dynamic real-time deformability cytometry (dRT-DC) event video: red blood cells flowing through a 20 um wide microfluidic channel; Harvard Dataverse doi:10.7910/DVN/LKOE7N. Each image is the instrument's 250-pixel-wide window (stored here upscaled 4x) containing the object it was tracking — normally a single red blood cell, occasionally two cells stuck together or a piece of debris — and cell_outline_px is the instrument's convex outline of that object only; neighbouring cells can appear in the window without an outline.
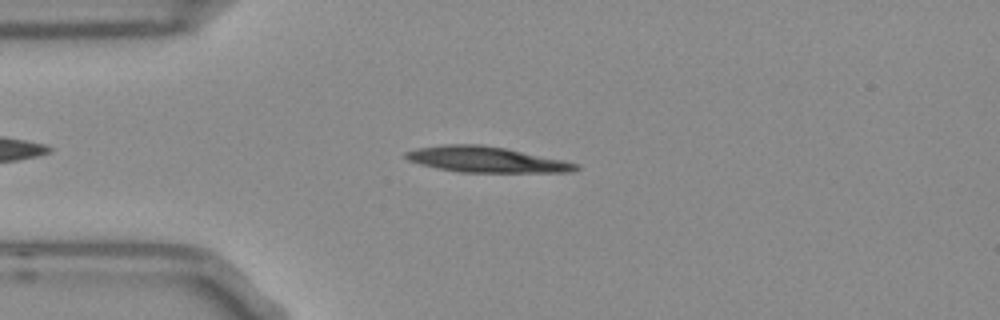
{"species": "Egyptian fruit bat (a non-hibernating species)", "species_latin": "Rousettus aegyptiacus", "temperature_condition": "room temperature", "stored_images_in_passage": 38, "camera_frame_rate_fps": 3000, "um_per_image_px": 0.085, "frame": {"image": 1, "passage_image": 8, "time_ms": 2.333, "image_size_px": [1000, 320], "cell_outline_px": [[580, 168], [572, 172], [460, 172], [436, 168], [420, 164], [408, 160], [404, 156], [404, 152], [416, 148], [444, 144], [480, 144], [508, 148], [564, 160], [580, 164]], "centroid_in_image_um": [41.34, 13.55], "position_along_channel_um": 43.7, "area_um2": 25.72}}
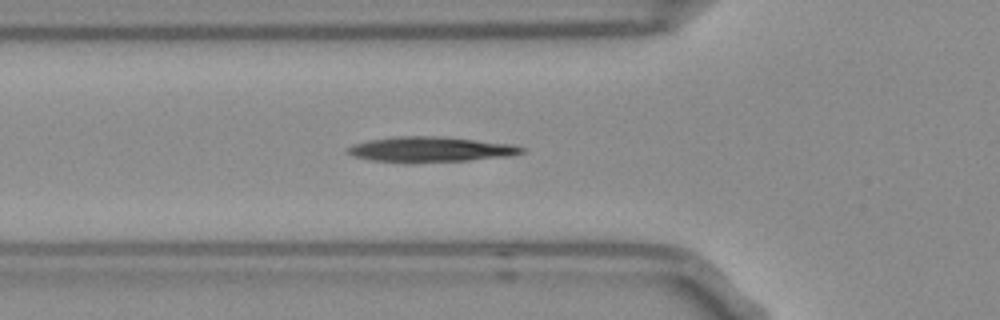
{"frame": {"image": 2, "passage_image": 13, "time_ms": 4.0, "image_size_px": [1000, 320], "cell_outline_px": [[524, 152], [508, 156], [468, 160], [412, 164], [404, 164], [368, 160], [352, 156], [344, 148], [352, 144], [368, 140], [392, 136], [440, 136], [512, 144], [524, 148]], "centroid_in_image_um": [36.47, 12.72], "position_along_channel_um": 89.3, "area_um2": 26.24}}
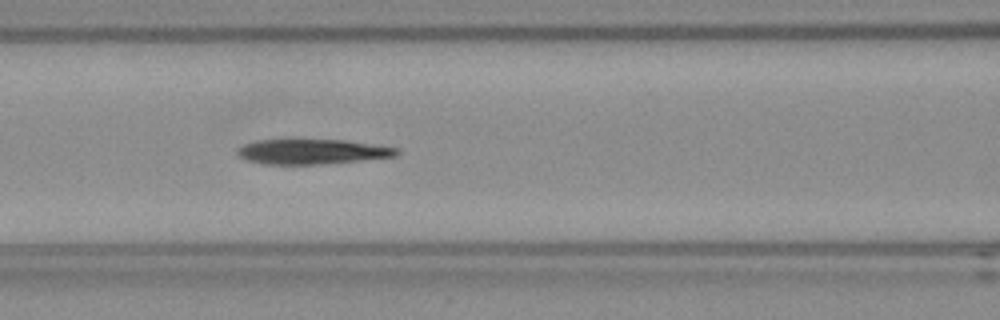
{"frame": {"image": 3, "passage_image": 17, "time_ms": 5.333, "image_size_px": [1000, 320], "cell_outline_px": [[400, 152], [396, 156], [320, 164], [264, 164], [248, 160], [240, 156], [236, 152], [236, 148], [244, 144], [256, 140], [344, 140], [400, 148]], "centroid_in_image_um": [26.52, 12.88], "position_along_channel_um": 140.1, "area_um2": 22.95}}